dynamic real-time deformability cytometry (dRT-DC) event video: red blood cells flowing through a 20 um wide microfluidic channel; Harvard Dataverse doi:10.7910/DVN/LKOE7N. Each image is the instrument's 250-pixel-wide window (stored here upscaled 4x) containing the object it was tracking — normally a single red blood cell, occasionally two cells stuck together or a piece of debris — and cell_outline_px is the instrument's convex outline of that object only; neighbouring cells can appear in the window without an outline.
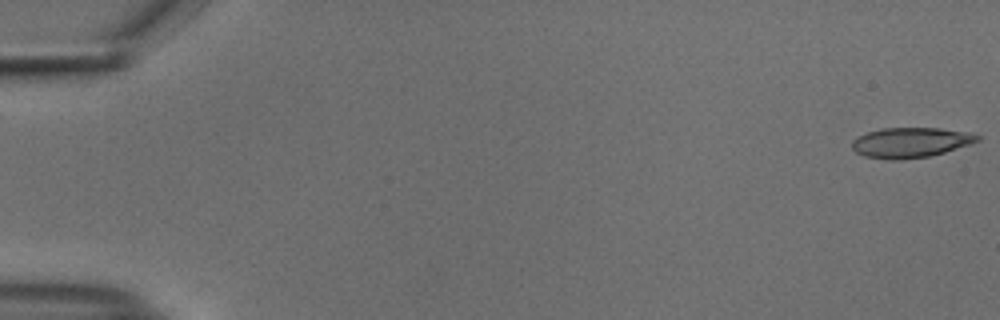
{"species": "common noctule bat (a hibernating species)", "species_latin": "Nyctalus noctula", "temperature_condition": "cold", "stored_images_in_passage": 9, "camera_frame_rate_fps": 3000, "um_per_image_px": 0.085, "animal": {"sex": "male", "body_mass_g": 18.8}, "frame": {"image": 1, "passage_image": 1, "time_ms": 0.0, "image_size_px": [1000, 320], "cell_outline_px": [[980, 140], [944, 152], [928, 156], [900, 160], [888, 160], [864, 156], [856, 152], [852, 148], [852, 140], [868, 132], [880, 128], [940, 128], [968, 132], [980, 136]], "centroid_in_image_um": [77.37, 12.11], "position_along_channel_um": 7.6, "area_um2": 21.85}}